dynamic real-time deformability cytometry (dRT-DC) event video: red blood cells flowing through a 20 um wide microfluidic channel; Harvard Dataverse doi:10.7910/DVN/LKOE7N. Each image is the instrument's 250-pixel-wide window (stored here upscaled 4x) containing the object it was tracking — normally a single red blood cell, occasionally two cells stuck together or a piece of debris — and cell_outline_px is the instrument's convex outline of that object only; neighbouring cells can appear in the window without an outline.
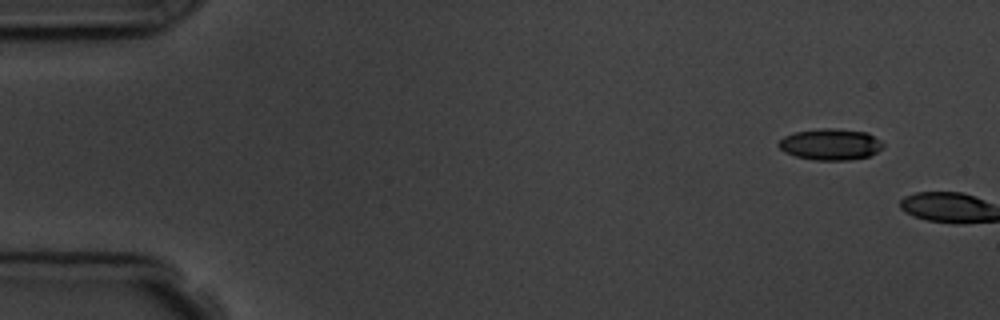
{"species": "common noctule bat (a hibernating species)", "species_latin": "Nyctalus noctula", "temperature_condition": "room temperature", "stored_images_in_passage": 2, "segment_of_instrument_passage": [2, 2], "camera_frame_rate_fps": 3000, "um_per_image_px": 0.085, "animal": {"sex": "male", "body_mass_g": 19.5, "forearm_length_mm": 54.6}, "frame": {"image": 1, "passage_image": 2, "time_ms": 2.0, "image_size_px": [1000, 320], "cell_outline_px": [[884, 148], [868, 156], [848, 160], [816, 160], [796, 156], [784, 152], [776, 144], [784, 136], [796, 132], [820, 128], [836, 128], [868, 132], [880, 140], [884, 144]], "centroid_in_image_um": [70.6, 12.26], "position_along_channel_um": 14.4, "area_um2": 19.13}}